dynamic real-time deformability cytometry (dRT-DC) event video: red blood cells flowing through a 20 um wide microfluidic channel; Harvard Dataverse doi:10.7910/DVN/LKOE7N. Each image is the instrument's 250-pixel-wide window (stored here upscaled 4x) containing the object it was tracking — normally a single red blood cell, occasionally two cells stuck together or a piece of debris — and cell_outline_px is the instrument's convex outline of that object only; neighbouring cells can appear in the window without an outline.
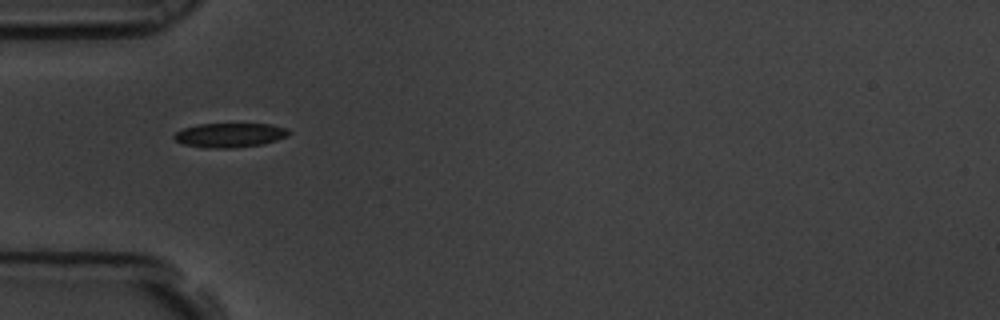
{"species": "common noctule bat (a hibernating species)", "species_latin": "Nyctalus noctula", "temperature_condition": "room temperature", "stored_images_in_passage": 11, "camera_frame_rate_fps": 3000, "um_per_image_px": 0.085, "animal": {"sex": "male", "body_mass_g": 19.5, "forearm_length_mm": 54.6}, "frame": {"image": 1, "passage_image": 1, "time_ms": 0.0, "image_size_px": [1000, 320], "cell_outline_px": [[292, 132], [288, 136], [276, 140], [260, 144], [232, 148], [212, 148], [184, 144], [176, 140], [172, 136], [176, 132], [184, 128], [196, 124], [272, 124], [284, 128]], "centroid_in_image_um": [19.53, 11.48], "position_along_channel_um": 65.5, "area_um2": 16.07}}
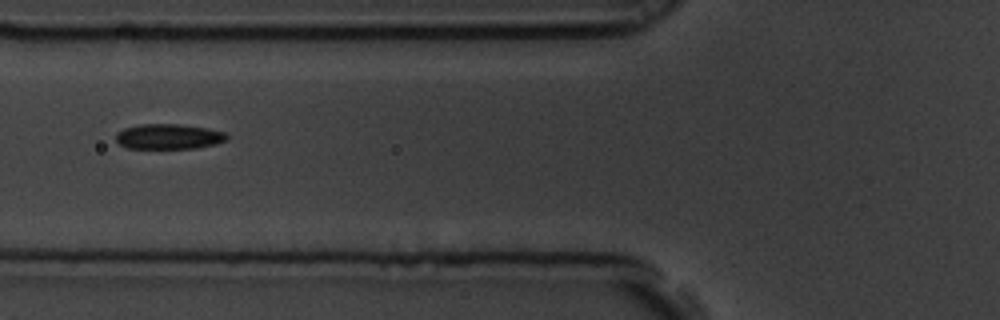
{"frame": {"image": 2, "passage_image": 2, "time_ms": 0.333, "image_size_px": [1000, 320], "cell_outline_px": [[228, 136], [224, 140], [216, 144], [196, 148], [128, 148], [120, 144], [116, 140], [116, 132], [124, 128], [140, 124], [180, 124], [208, 128], [224, 132]], "centroid_in_image_um": [14.32, 11.6], "position_along_channel_um": 111.5, "area_um2": 16.24}}
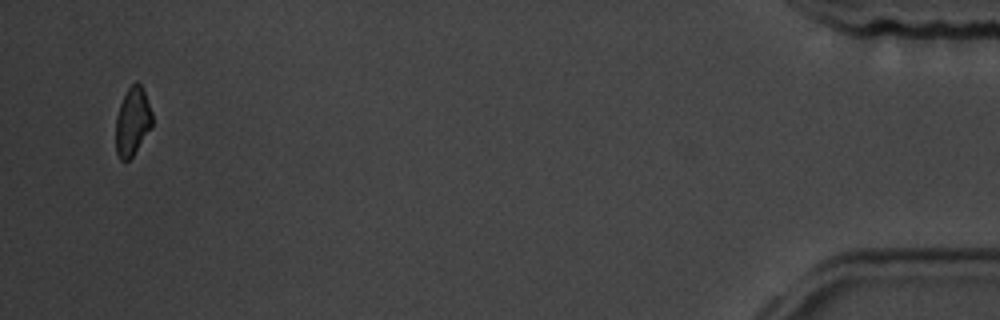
{"frame": {"image": 3, "passage_image": 11, "time_ms": 3.333, "image_size_px": [1000, 320], "cell_outline_px": [[152, 124], [132, 156], [128, 160], [120, 160], [116, 152], [116, 116], [120, 104], [128, 88], [136, 80], [140, 84], [144, 92], [152, 112]], "centroid_in_image_um": [11.24, 10.31], "position_along_channel_um": 424.0, "area_um2": 14.16}}